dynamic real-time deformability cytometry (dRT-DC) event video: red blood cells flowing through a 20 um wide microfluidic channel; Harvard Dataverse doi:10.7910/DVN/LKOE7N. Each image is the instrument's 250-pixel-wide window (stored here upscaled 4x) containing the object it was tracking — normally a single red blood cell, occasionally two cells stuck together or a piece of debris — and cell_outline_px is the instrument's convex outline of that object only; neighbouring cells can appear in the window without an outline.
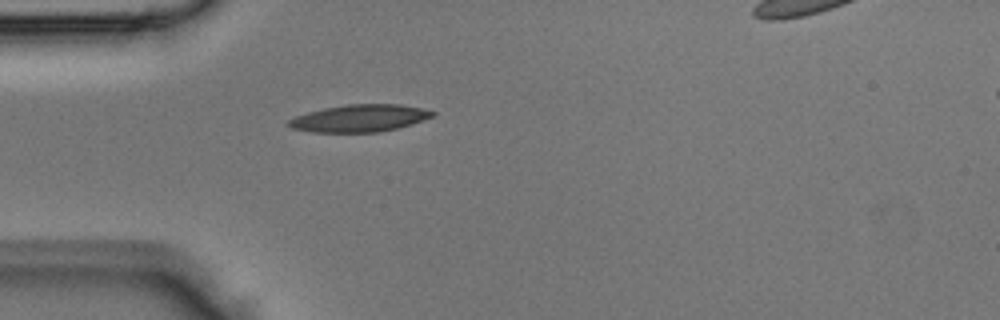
{"species": "Egyptian fruit bat (a non-hibernating species)", "species_latin": "Rousettus aegyptiacus", "temperature_condition": "room temperature", "stored_images_in_passage": 31, "camera_frame_rate_fps": 3000, "um_per_image_px": 0.085, "animal": {"sex": "male"}, "frame": {"image": 1, "passage_image": 1, "time_ms": 0.0, "image_size_px": [1000, 320], "cell_outline_px": [[436, 116], [412, 124], [380, 132], [312, 132], [292, 128], [288, 124], [288, 120], [296, 116], [308, 112], [324, 108], [348, 104], [400, 104], [420, 108], [436, 112]], "centroid_in_image_um": [30.6, 10.05], "position_along_channel_um": 54.4, "area_um2": 22.77}}
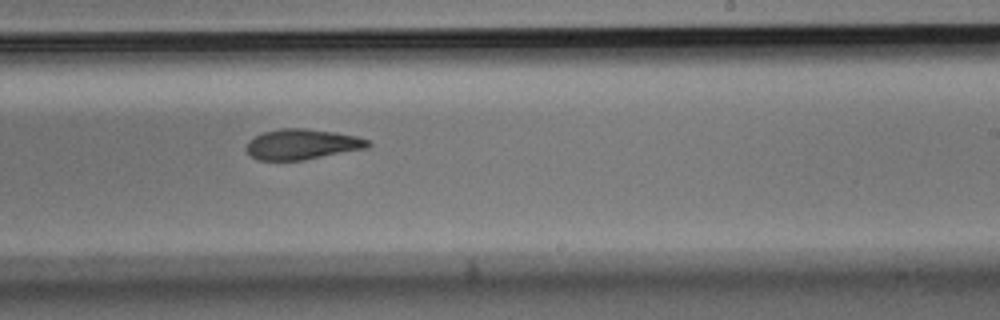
{"frame": {"image": 2, "passage_image": 15, "time_ms": 4.667, "image_size_px": [1000, 320], "cell_outline_px": [[372, 144], [368, 148], [304, 160], [256, 160], [244, 148], [248, 140], [264, 132], [280, 128], [304, 128], [336, 132], [356, 136], [368, 140]], "centroid_in_image_um": [25.68, 12.26], "position_along_channel_um": 263.3, "area_um2": 21.68}}
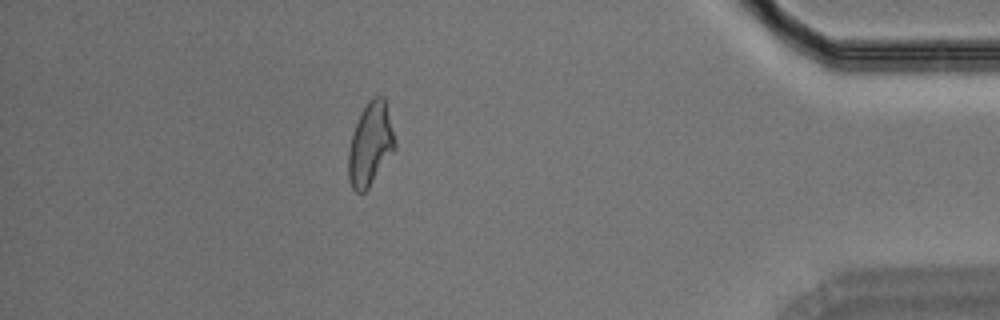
{"frame": {"image": 3, "passage_image": 27, "time_ms": 8.667, "image_size_px": [1000, 320], "cell_outline_px": [[396, 148], [368, 188], [364, 192], [356, 192], [352, 188], [348, 180], [348, 152], [352, 132], [360, 112], [368, 100], [372, 96], [384, 96], [396, 140]], "centroid_in_image_um": [31.47, 12.23], "position_along_channel_um": 403.7, "area_um2": 22.72}}